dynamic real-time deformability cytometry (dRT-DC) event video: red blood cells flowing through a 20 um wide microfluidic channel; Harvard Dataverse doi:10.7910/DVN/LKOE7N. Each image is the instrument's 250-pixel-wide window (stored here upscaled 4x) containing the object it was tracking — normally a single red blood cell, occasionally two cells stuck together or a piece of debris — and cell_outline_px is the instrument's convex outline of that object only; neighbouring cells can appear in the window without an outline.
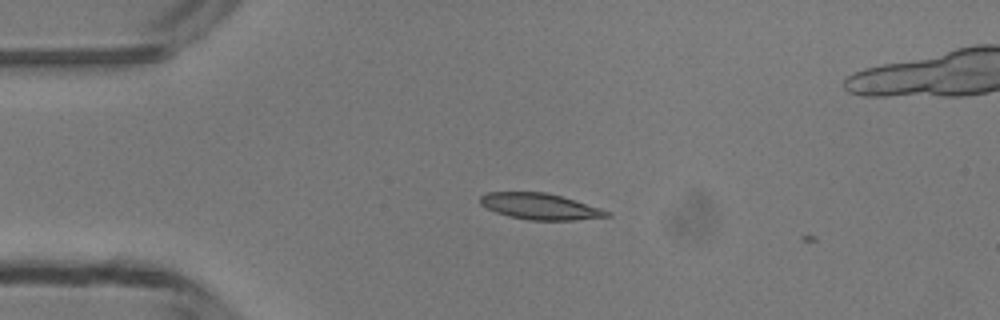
{"species": "common noctule bat (a hibernating species)", "species_latin": "Nyctalus noctula", "temperature_condition": "room temperature", "stored_images_in_passage": 34, "camera_frame_rate_fps": 3000, "um_per_image_px": 0.085, "animal": {"sex": "male", "body_mass_g": 13.3}, "frame": {"image": 1, "passage_image": 2, "time_ms": 0.333, "image_size_px": [1000, 320], "cell_outline_px": [[612, 216], [572, 220], [528, 220], [508, 216], [496, 212], [480, 204], [480, 196], [488, 192], [544, 192], [560, 196], [600, 208], [612, 212]], "centroid_in_image_um": [45.9, 17.55], "position_along_channel_um": 39.1, "area_um2": 19.13}}
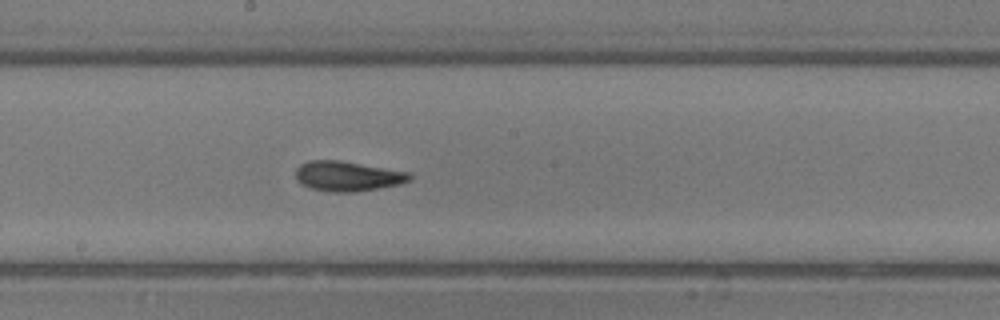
{"frame": {"image": 2, "passage_image": 17, "time_ms": 5.333, "image_size_px": [1000, 320], "cell_outline_px": [[412, 180], [400, 184], [356, 192], [332, 192], [312, 188], [296, 180], [296, 168], [300, 164], [308, 160], [340, 160], [412, 172]], "centroid_in_image_um": [29.59, 14.96], "position_along_channel_um": 218.6, "area_um2": 20.06}}
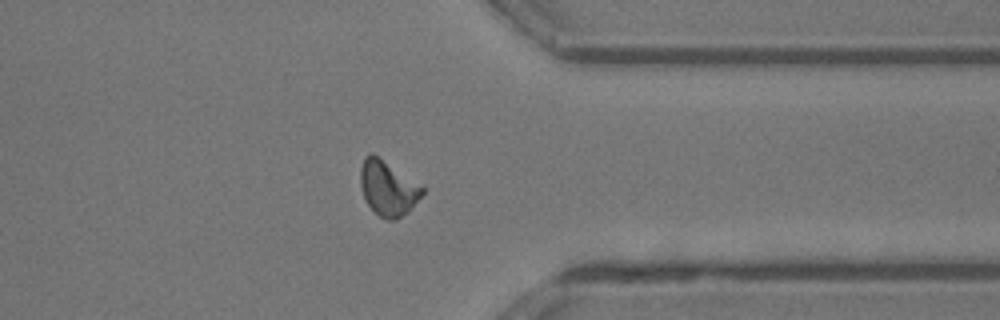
{"frame": {"image": 3, "passage_image": 29, "time_ms": 9.333, "image_size_px": [1000, 320], "cell_outline_px": [[424, 192], [408, 212], [396, 220], [388, 220], [380, 216], [368, 204], [364, 196], [360, 184], [360, 168], [364, 156], [372, 152], [424, 184]], "centroid_in_image_um": [33.01, 15.95], "position_along_channel_um": 378.4, "area_um2": 20.17}}